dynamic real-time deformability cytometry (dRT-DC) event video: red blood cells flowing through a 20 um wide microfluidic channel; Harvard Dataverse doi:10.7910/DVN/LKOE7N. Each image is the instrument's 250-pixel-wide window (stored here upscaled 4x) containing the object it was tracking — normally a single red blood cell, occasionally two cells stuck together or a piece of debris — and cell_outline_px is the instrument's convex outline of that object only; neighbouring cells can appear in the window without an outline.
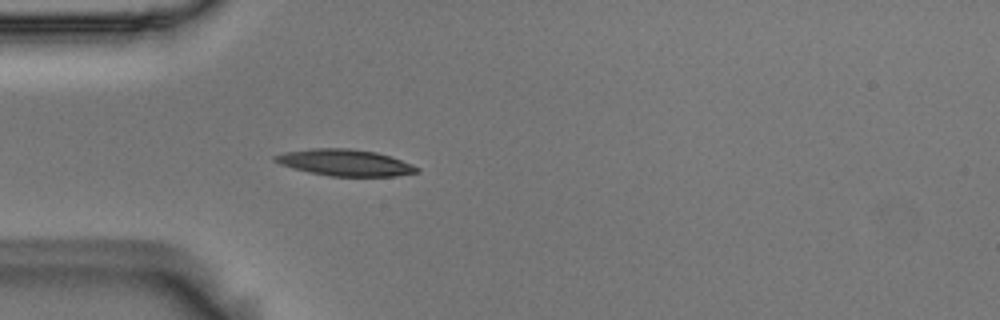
{"species": "Egyptian fruit bat (a non-hibernating species)", "species_latin": "Rousettus aegyptiacus", "temperature_condition": "room temperature", "stored_images_in_passage": 5, "camera_frame_rate_fps": 3000, "um_per_image_px": 0.085, "animal": {"sex": "male"}, "frame": {"image": 1, "passage_image": 5, "time_ms": 1.333, "image_size_px": [1000, 320], "cell_outline_px": [[420, 172], [396, 176], [332, 176], [308, 172], [292, 168], [280, 164], [272, 160], [272, 156], [284, 152], [312, 148], [352, 148], [376, 152], [412, 164], [420, 168]], "centroid_in_image_um": [29.3, 13.82], "position_along_channel_um": 55.7, "area_um2": 21.96}}